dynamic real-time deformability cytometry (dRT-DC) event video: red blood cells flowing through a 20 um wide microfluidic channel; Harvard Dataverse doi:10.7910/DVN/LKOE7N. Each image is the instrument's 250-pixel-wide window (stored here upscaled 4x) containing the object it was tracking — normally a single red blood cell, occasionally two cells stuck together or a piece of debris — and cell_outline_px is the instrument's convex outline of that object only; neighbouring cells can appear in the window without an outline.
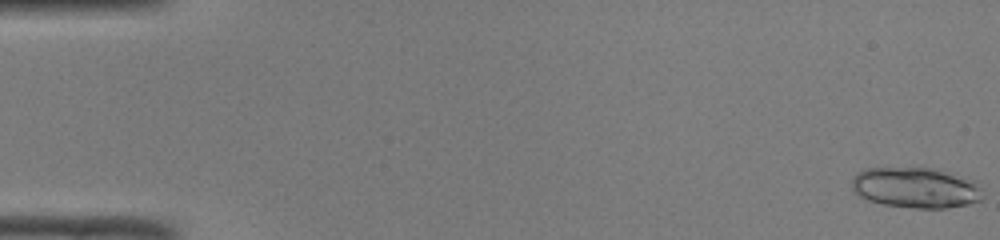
{"species": "common noctule bat (a hibernating species)", "species_latin": "Nyctalus noctula", "temperature_condition": "room temperature", "stored_images_in_passage": 50, "camera_frame_rate_fps": 3000, "um_per_image_px": 0.085, "animal": {"sex": "male", "body_mass_g": 19.0, "forearm_length_mm": 50.8}, "frame": {"image": 1, "passage_image": 1, "time_ms": 0.0, "image_size_px": [1000, 240], "cell_outline_px": [[984, 200], [968, 204], [944, 208], [912, 208], [884, 204], [868, 200], [860, 196], [852, 188], [852, 180], [856, 172], [864, 168], [932, 168], [976, 180], [984, 196]], "centroid_in_image_um": [77.87, 15.95], "position_along_channel_um": 7.1, "area_um2": 31.1}}
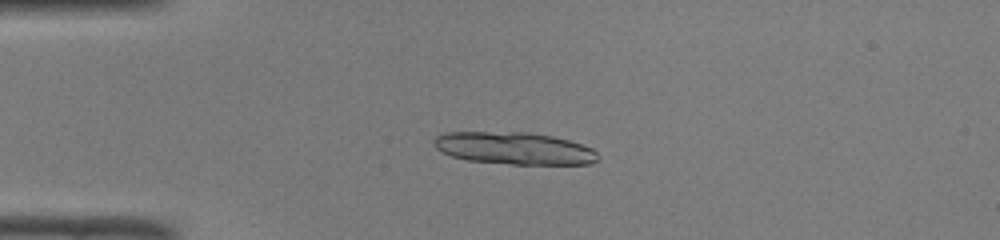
{"frame": {"image": 2, "passage_image": 13, "time_ms": 4.0, "image_size_px": [1000, 240], "cell_outline_px": [[600, 160], [592, 164], [512, 164], [468, 160], [452, 156], [440, 152], [432, 144], [432, 140], [436, 136], [444, 132], [528, 132], [552, 136], [568, 140], [592, 148], [600, 156]], "centroid_in_image_um": [43.7, 12.6], "position_along_channel_um": 41.3, "area_um2": 31.04}}